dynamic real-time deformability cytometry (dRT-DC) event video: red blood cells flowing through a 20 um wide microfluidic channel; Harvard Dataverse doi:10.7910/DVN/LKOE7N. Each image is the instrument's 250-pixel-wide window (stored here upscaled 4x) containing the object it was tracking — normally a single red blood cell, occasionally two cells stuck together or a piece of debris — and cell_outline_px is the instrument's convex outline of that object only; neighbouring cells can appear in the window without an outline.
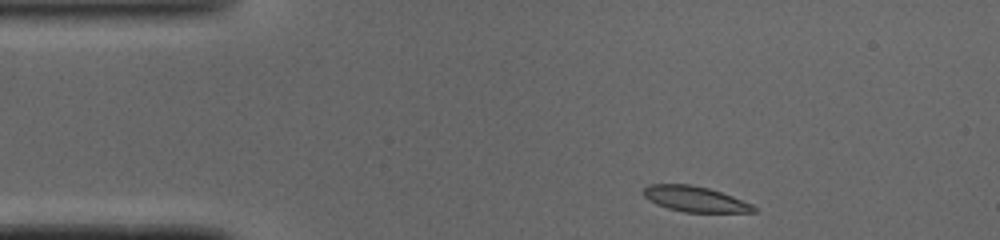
{"species": "common noctule bat (a hibernating species)", "species_latin": "Nyctalus noctula", "temperature_condition": "cold", "stored_images_in_passage": 42, "camera_frame_rate_fps": 3000, "um_per_image_px": 0.085, "animal": {"sex": "male", "body_mass_g": 19.0, "forearm_length_mm": 50.8}, "frame": {"image": 1, "passage_image": 1, "time_ms": 0.0, "image_size_px": [1000, 240], "cell_outline_px": [[756, 212], [684, 212], [668, 208], [656, 204], [648, 200], [644, 196], [644, 188], [648, 184], [692, 184], [708, 188], [732, 196], [752, 204], [756, 208]], "centroid_in_image_um": [59.06, 16.91], "position_along_channel_um": 25.9, "area_um2": 16.3}}
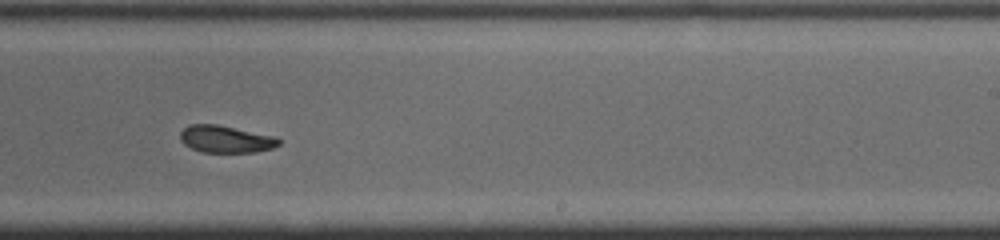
{"frame": {"image": 2, "passage_image": 23, "time_ms": 7.333, "image_size_px": [1000, 240], "cell_outline_px": [[280, 144], [272, 148], [256, 152], [200, 152], [184, 144], [180, 140], [180, 132], [188, 124], [216, 124], [276, 136], [280, 140]], "centroid_in_image_um": [19.18, 11.82], "position_along_channel_um": 269.8, "area_um2": 15.66}}
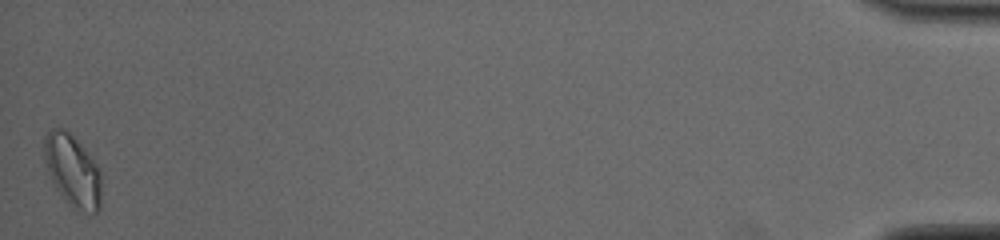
{"frame": {"image": 3, "passage_image": 42, "time_ms": 13.667, "image_size_px": [1000, 240], "cell_outline_px": [[100, 208], [96, 212], [92, 212], [72, 208], [64, 200], [56, 188], [52, 180], [44, 156], [44, 136], [52, 128], [64, 128], [88, 152], [100, 168]], "centroid_in_image_um": [6.17, 14.5], "position_along_channel_um": 429.0, "area_um2": 23.7}, "authors_computed_cell_mechanics": {"area_um2": 16.8487, "velocity_mm_per_s": 4.0768, "shape_relaxation_time_tau1_ms": 5.2777, "shape_relaxation_time_tau2_ms": 2.9198, "deformation_change_tau1": 0.1453, "deformation_change_tau2": 0.0736}}